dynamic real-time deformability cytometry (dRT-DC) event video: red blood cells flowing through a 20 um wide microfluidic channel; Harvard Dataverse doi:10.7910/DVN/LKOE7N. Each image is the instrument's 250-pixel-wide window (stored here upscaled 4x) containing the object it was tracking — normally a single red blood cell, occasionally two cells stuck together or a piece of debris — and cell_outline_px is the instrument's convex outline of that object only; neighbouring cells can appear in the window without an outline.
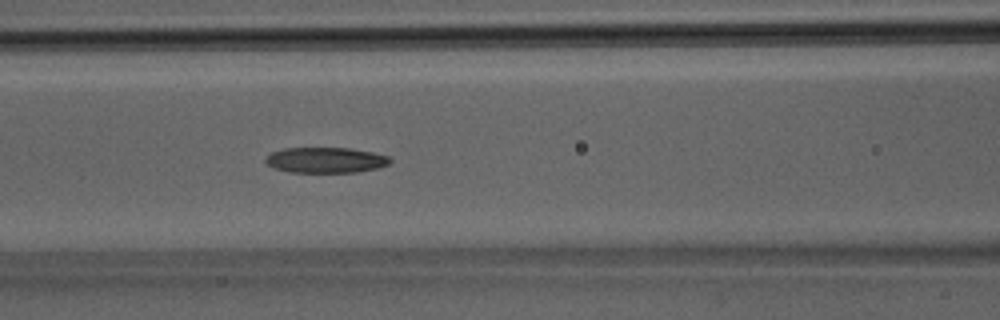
{"species": "Egyptian fruit bat (a non-hibernating species)", "species_latin": "Rousettus aegyptiacus", "temperature_condition": "room temperature", "stored_images_in_passage": 38, "camera_frame_rate_fps": 3000, "um_per_image_px": 0.085, "animal": {"sex": "male"}, "frame": {"image": 1, "passage_image": 16, "time_ms": 5.0, "image_size_px": [1000, 320], "cell_outline_px": [[392, 160], [388, 164], [380, 168], [356, 172], [288, 172], [276, 168], [268, 164], [264, 160], [272, 152], [284, 148], [348, 148], [372, 152], [388, 156]], "centroid_in_image_um": [27.71, 13.61], "position_along_channel_um": 138.9, "area_um2": 18.44}}
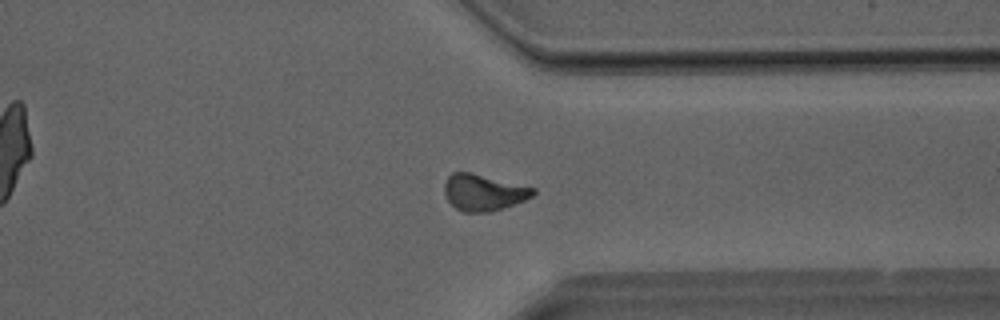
{"frame": {"image": 2, "passage_image": 29, "time_ms": 9.333, "image_size_px": [1000, 320], "cell_outline_px": [[536, 192], [532, 196], [524, 200], [492, 212], [464, 212], [456, 208], [448, 200], [444, 192], [444, 184], [448, 176], [452, 172], [472, 172], [536, 188]], "centroid_in_image_um": [41.1, 16.35], "position_along_channel_um": 370.3, "area_um2": 18.84}}
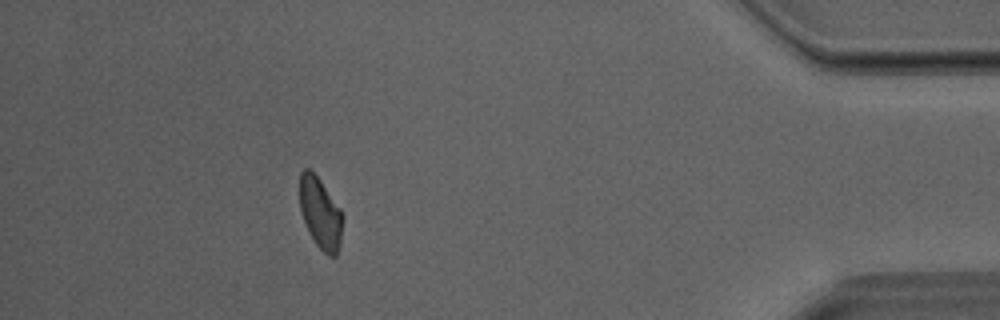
{"frame": {"image": 3, "passage_image": 34, "time_ms": 11.0, "image_size_px": [1000, 320], "cell_outline_px": [[344, 220], [340, 244], [336, 256], [328, 256], [316, 244], [308, 232], [300, 208], [300, 172], [304, 168], [308, 168], [320, 180], [340, 208], [344, 216]], "centroid_in_image_um": [27.25, 18.14], "position_along_channel_um": 407.9, "area_um2": 17.86}}